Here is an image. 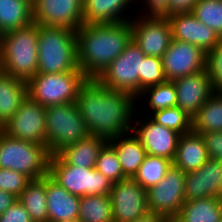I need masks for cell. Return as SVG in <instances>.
Here are the masks:
<instances>
[{"instance_id":"obj_23","label":"cell","mask_w":222,"mask_h":222,"mask_svg":"<svg viewBox=\"0 0 222 222\" xmlns=\"http://www.w3.org/2000/svg\"><path fill=\"white\" fill-rule=\"evenodd\" d=\"M108 143L117 153L123 174L133 178L147 156L139 138L131 131L109 139Z\"/></svg>"},{"instance_id":"obj_45","label":"cell","mask_w":222,"mask_h":222,"mask_svg":"<svg viewBox=\"0 0 222 222\" xmlns=\"http://www.w3.org/2000/svg\"><path fill=\"white\" fill-rule=\"evenodd\" d=\"M220 198H222V178H221V182H220Z\"/></svg>"},{"instance_id":"obj_47","label":"cell","mask_w":222,"mask_h":222,"mask_svg":"<svg viewBox=\"0 0 222 222\" xmlns=\"http://www.w3.org/2000/svg\"><path fill=\"white\" fill-rule=\"evenodd\" d=\"M167 222H176L174 219L167 220Z\"/></svg>"},{"instance_id":"obj_7","label":"cell","mask_w":222,"mask_h":222,"mask_svg":"<svg viewBox=\"0 0 222 222\" xmlns=\"http://www.w3.org/2000/svg\"><path fill=\"white\" fill-rule=\"evenodd\" d=\"M89 135L75 103L46 107V147L51 155Z\"/></svg>"},{"instance_id":"obj_37","label":"cell","mask_w":222,"mask_h":222,"mask_svg":"<svg viewBox=\"0 0 222 222\" xmlns=\"http://www.w3.org/2000/svg\"><path fill=\"white\" fill-rule=\"evenodd\" d=\"M206 70L215 92H222V40L206 53Z\"/></svg>"},{"instance_id":"obj_33","label":"cell","mask_w":222,"mask_h":222,"mask_svg":"<svg viewBox=\"0 0 222 222\" xmlns=\"http://www.w3.org/2000/svg\"><path fill=\"white\" fill-rule=\"evenodd\" d=\"M151 119L180 135L192 131V118L177 106L157 110L151 113Z\"/></svg>"},{"instance_id":"obj_11","label":"cell","mask_w":222,"mask_h":222,"mask_svg":"<svg viewBox=\"0 0 222 222\" xmlns=\"http://www.w3.org/2000/svg\"><path fill=\"white\" fill-rule=\"evenodd\" d=\"M8 136L46 146V108L27 96L3 126Z\"/></svg>"},{"instance_id":"obj_17","label":"cell","mask_w":222,"mask_h":222,"mask_svg":"<svg viewBox=\"0 0 222 222\" xmlns=\"http://www.w3.org/2000/svg\"><path fill=\"white\" fill-rule=\"evenodd\" d=\"M167 19L173 40L194 44L206 53L221 41L214 30L201 23L191 11L173 12Z\"/></svg>"},{"instance_id":"obj_42","label":"cell","mask_w":222,"mask_h":222,"mask_svg":"<svg viewBox=\"0 0 222 222\" xmlns=\"http://www.w3.org/2000/svg\"><path fill=\"white\" fill-rule=\"evenodd\" d=\"M170 14L173 12L192 11L198 0H169Z\"/></svg>"},{"instance_id":"obj_9","label":"cell","mask_w":222,"mask_h":222,"mask_svg":"<svg viewBox=\"0 0 222 222\" xmlns=\"http://www.w3.org/2000/svg\"><path fill=\"white\" fill-rule=\"evenodd\" d=\"M145 56L140 47L131 40L124 52L113 60L96 80L107 89L129 93L140 100L139 74Z\"/></svg>"},{"instance_id":"obj_22","label":"cell","mask_w":222,"mask_h":222,"mask_svg":"<svg viewBox=\"0 0 222 222\" xmlns=\"http://www.w3.org/2000/svg\"><path fill=\"white\" fill-rule=\"evenodd\" d=\"M209 156L201 134L193 131L182 134L178 140L173 165L185 173L201 168Z\"/></svg>"},{"instance_id":"obj_20","label":"cell","mask_w":222,"mask_h":222,"mask_svg":"<svg viewBox=\"0 0 222 222\" xmlns=\"http://www.w3.org/2000/svg\"><path fill=\"white\" fill-rule=\"evenodd\" d=\"M48 222L78 221L80 197L71 194L64 187L46 175Z\"/></svg>"},{"instance_id":"obj_41","label":"cell","mask_w":222,"mask_h":222,"mask_svg":"<svg viewBox=\"0 0 222 222\" xmlns=\"http://www.w3.org/2000/svg\"><path fill=\"white\" fill-rule=\"evenodd\" d=\"M146 4L144 9H148L149 12L145 11L142 17H157L167 18L170 15V1L169 0H144Z\"/></svg>"},{"instance_id":"obj_1","label":"cell","mask_w":222,"mask_h":222,"mask_svg":"<svg viewBox=\"0 0 222 222\" xmlns=\"http://www.w3.org/2000/svg\"><path fill=\"white\" fill-rule=\"evenodd\" d=\"M136 100L129 93L107 89L96 79H87L77 92L75 104L90 135L109 140L132 131L135 110L140 109L135 107Z\"/></svg>"},{"instance_id":"obj_30","label":"cell","mask_w":222,"mask_h":222,"mask_svg":"<svg viewBox=\"0 0 222 222\" xmlns=\"http://www.w3.org/2000/svg\"><path fill=\"white\" fill-rule=\"evenodd\" d=\"M77 222H114L109 195H84L80 197Z\"/></svg>"},{"instance_id":"obj_34","label":"cell","mask_w":222,"mask_h":222,"mask_svg":"<svg viewBox=\"0 0 222 222\" xmlns=\"http://www.w3.org/2000/svg\"><path fill=\"white\" fill-rule=\"evenodd\" d=\"M191 12L222 40V0H198Z\"/></svg>"},{"instance_id":"obj_24","label":"cell","mask_w":222,"mask_h":222,"mask_svg":"<svg viewBox=\"0 0 222 222\" xmlns=\"http://www.w3.org/2000/svg\"><path fill=\"white\" fill-rule=\"evenodd\" d=\"M108 142L101 136L89 135L85 139L63 147L56 154L67 164L82 168H95L103 146Z\"/></svg>"},{"instance_id":"obj_44","label":"cell","mask_w":222,"mask_h":222,"mask_svg":"<svg viewBox=\"0 0 222 222\" xmlns=\"http://www.w3.org/2000/svg\"><path fill=\"white\" fill-rule=\"evenodd\" d=\"M134 222H167V220L163 216L149 211Z\"/></svg>"},{"instance_id":"obj_46","label":"cell","mask_w":222,"mask_h":222,"mask_svg":"<svg viewBox=\"0 0 222 222\" xmlns=\"http://www.w3.org/2000/svg\"><path fill=\"white\" fill-rule=\"evenodd\" d=\"M3 132V125L0 123V133Z\"/></svg>"},{"instance_id":"obj_27","label":"cell","mask_w":222,"mask_h":222,"mask_svg":"<svg viewBox=\"0 0 222 222\" xmlns=\"http://www.w3.org/2000/svg\"><path fill=\"white\" fill-rule=\"evenodd\" d=\"M34 22L30 0H0L1 34L28 26Z\"/></svg>"},{"instance_id":"obj_13","label":"cell","mask_w":222,"mask_h":222,"mask_svg":"<svg viewBox=\"0 0 222 222\" xmlns=\"http://www.w3.org/2000/svg\"><path fill=\"white\" fill-rule=\"evenodd\" d=\"M33 20L38 25L77 31L83 24V0H34Z\"/></svg>"},{"instance_id":"obj_2","label":"cell","mask_w":222,"mask_h":222,"mask_svg":"<svg viewBox=\"0 0 222 222\" xmlns=\"http://www.w3.org/2000/svg\"><path fill=\"white\" fill-rule=\"evenodd\" d=\"M76 38L78 66L88 79H96L132 40L131 23L83 24Z\"/></svg>"},{"instance_id":"obj_35","label":"cell","mask_w":222,"mask_h":222,"mask_svg":"<svg viewBox=\"0 0 222 222\" xmlns=\"http://www.w3.org/2000/svg\"><path fill=\"white\" fill-rule=\"evenodd\" d=\"M95 169L101 172L112 183H116L127 178L123 174L115 149L108 142L103 146L99 153Z\"/></svg>"},{"instance_id":"obj_10","label":"cell","mask_w":222,"mask_h":222,"mask_svg":"<svg viewBox=\"0 0 222 222\" xmlns=\"http://www.w3.org/2000/svg\"><path fill=\"white\" fill-rule=\"evenodd\" d=\"M185 175L180 168L172 166L165 177L147 189L149 211L163 216L166 220L174 219L185 203Z\"/></svg>"},{"instance_id":"obj_25","label":"cell","mask_w":222,"mask_h":222,"mask_svg":"<svg viewBox=\"0 0 222 222\" xmlns=\"http://www.w3.org/2000/svg\"><path fill=\"white\" fill-rule=\"evenodd\" d=\"M28 96L27 82L0 70V123L4 126Z\"/></svg>"},{"instance_id":"obj_31","label":"cell","mask_w":222,"mask_h":222,"mask_svg":"<svg viewBox=\"0 0 222 222\" xmlns=\"http://www.w3.org/2000/svg\"><path fill=\"white\" fill-rule=\"evenodd\" d=\"M172 164L173 162L167 158L147 154L133 179L147 190L165 177Z\"/></svg>"},{"instance_id":"obj_3","label":"cell","mask_w":222,"mask_h":222,"mask_svg":"<svg viewBox=\"0 0 222 222\" xmlns=\"http://www.w3.org/2000/svg\"><path fill=\"white\" fill-rule=\"evenodd\" d=\"M39 25L32 22L1 36L0 70L24 81L38 73Z\"/></svg>"},{"instance_id":"obj_28","label":"cell","mask_w":222,"mask_h":222,"mask_svg":"<svg viewBox=\"0 0 222 222\" xmlns=\"http://www.w3.org/2000/svg\"><path fill=\"white\" fill-rule=\"evenodd\" d=\"M46 199V176L31 180L18 197L33 222H48Z\"/></svg>"},{"instance_id":"obj_18","label":"cell","mask_w":222,"mask_h":222,"mask_svg":"<svg viewBox=\"0 0 222 222\" xmlns=\"http://www.w3.org/2000/svg\"><path fill=\"white\" fill-rule=\"evenodd\" d=\"M176 106L193 118L201 106L215 93L207 70L173 80Z\"/></svg>"},{"instance_id":"obj_21","label":"cell","mask_w":222,"mask_h":222,"mask_svg":"<svg viewBox=\"0 0 222 222\" xmlns=\"http://www.w3.org/2000/svg\"><path fill=\"white\" fill-rule=\"evenodd\" d=\"M134 0H83V21L86 25L129 21L126 9ZM134 2H137L135 0ZM125 10V11H124ZM123 12V13H122ZM124 14V15H123Z\"/></svg>"},{"instance_id":"obj_39","label":"cell","mask_w":222,"mask_h":222,"mask_svg":"<svg viewBox=\"0 0 222 222\" xmlns=\"http://www.w3.org/2000/svg\"><path fill=\"white\" fill-rule=\"evenodd\" d=\"M209 159L222 162V131L206 132L201 134Z\"/></svg>"},{"instance_id":"obj_32","label":"cell","mask_w":222,"mask_h":222,"mask_svg":"<svg viewBox=\"0 0 222 222\" xmlns=\"http://www.w3.org/2000/svg\"><path fill=\"white\" fill-rule=\"evenodd\" d=\"M145 94H148L149 96L148 99L145 98L148 103L146 106L149 105L146 110L148 111L150 109L149 111H151L149 114L157 110L176 106L177 94L173 81H166L164 83L145 88L140 93L141 99L144 98Z\"/></svg>"},{"instance_id":"obj_16","label":"cell","mask_w":222,"mask_h":222,"mask_svg":"<svg viewBox=\"0 0 222 222\" xmlns=\"http://www.w3.org/2000/svg\"><path fill=\"white\" fill-rule=\"evenodd\" d=\"M149 116V117H148ZM133 120L132 131L139 138L147 154L160 156L174 161L180 134L165 126L157 124L148 114ZM137 125V126H136Z\"/></svg>"},{"instance_id":"obj_19","label":"cell","mask_w":222,"mask_h":222,"mask_svg":"<svg viewBox=\"0 0 222 222\" xmlns=\"http://www.w3.org/2000/svg\"><path fill=\"white\" fill-rule=\"evenodd\" d=\"M222 162L209 159L201 168L185 175V202L206 197L220 198Z\"/></svg>"},{"instance_id":"obj_8","label":"cell","mask_w":222,"mask_h":222,"mask_svg":"<svg viewBox=\"0 0 222 222\" xmlns=\"http://www.w3.org/2000/svg\"><path fill=\"white\" fill-rule=\"evenodd\" d=\"M48 175L73 195H109L113 183L95 168L65 163L57 154L49 161Z\"/></svg>"},{"instance_id":"obj_43","label":"cell","mask_w":222,"mask_h":222,"mask_svg":"<svg viewBox=\"0 0 222 222\" xmlns=\"http://www.w3.org/2000/svg\"><path fill=\"white\" fill-rule=\"evenodd\" d=\"M18 200L13 194L0 190V215Z\"/></svg>"},{"instance_id":"obj_5","label":"cell","mask_w":222,"mask_h":222,"mask_svg":"<svg viewBox=\"0 0 222 222\" xmlns=\"http://www.w3.org/2000/svg\"><path fill=\"white\" fill-rule=\"evenodd\" d=\"M51 154L47 147L0 133V168L21 172L31 180L48 174Z\"/></svg>"},{"instance_id":"obj_15","label":"cell","mask_w":222,"mask_h":222,"mask_svg":"<svg viewBox=\"0 0 222 222\" xmlns=\"http://www.w3.org/2000/svg\"><path fill=\"white\" fill-rule=\"evenodd\" d=\"M140 18V19H139ZM132 40L146 56L161 58L171 40V28L167 18L142 17L130 20Z\"/></svg>"},{"instance_id":"obj_26","label":"cell","mask_w":222,"mask_h":222,"mask_svg":"<svg viewBox=\"0 0 222 222\" xmlns=\"http://www.w3.org/2000/svg\"><path fill=\"white\" fill-rule=\"evenodd\" d=\"M222 219V198L206 197L186 201L174 218L176 222H219Z\"/></svg>"},{"instance_id":"obj_38","label":"cell","mask_w":222,"mask_h":222,"mask_svg":"<svg viewBox=\"0 0 222 222\" xmlns=\"http://www.w3.org/2000/svg\"><path fill=\"white\" fill-rule=\"evenodd\" d=\"M31 179L21 172L0 168V190L19 197Z\"/></svg>"},{"instance_id":"obj_48","label":"cell","mask_w":222,"mask_h":222,"mask_svg":"<svg viewBox=\"0 0 222 222\" xmlns=\"http://www.w3.org/2000/svg\"><path fill=\"white\" fill-rule=\"evenodd\" d=\"M1 36H2V34H1V32H0V49H1Z\"/></svg>"},{"instance_id":"obj_4","label":"cell","mask_w":222,"mask_h":222,"mask_svg":"<svg viewBox=\"0 0 222 222\" xmlns=\"http://www.w3.org/2000/svg\"><path fill=\"white\" fill-rule=\"evenodd\" d=\"M81 70L77 62L76 31L65 27L39 25L38 73Z\"/></svg>"},{"instance_id":"obj_29","label":"cell","mask_w":222,"mask_h":222,"mask_svg":"<svg viewBox=\"0 0 222 222\" xmlns=\"http://www.w3.org/2000/svg\"><path fill=\"white\" fill-rule=\"evenodd\" d=\"M192 131L198 134L222 131V92H215L192 118Z\"/></svg>"},{"instance_id":"obj_6","label":"cell","mask_w":222,"mask_h":222,"mask_svg":"<svg viewBox=\"0 0 222 222\" xmlns=\"http://www.w3.org/2000/svg\"><path fill=\"white\" fill-rule=\"evenodd\" d=\"M81 70L37 73L27 81V94L43 107L75 103L77 92L87 81Z\"/></svg>"},{"instance_id":"obj_36","label":"cell","mask_w":222,"mask_h":222,"mask_svg":"<svg viewBox=\"0 0 222 222\" xmlns=\"http://www.w3.org/2000/svg\"><path fill=\"white\" fill-rule=\"evenodd\" d=\"M162 59L153 56H145L139 74V96L148 87L166 82Z\"/></svg>"},{"instance_id":"obj_40","label":"cell","mask_w":222,"mask_h":222,"mask_svg":"<svg viewBox=\"0 0 222 222\" xmlns=\"http://www.w3.org/2000/svg\"><path fill=\"white\" fill-rule=\"evenodd\" d=\"M0 222H33L25 207L17 200L2 215Z\"/></svg>"},{"instance_id":"obj_14","label":"cell","mask_w":222,"mask_h":222,"mask_svg":"<svg viewBox=\"0 0 222 222\" xmlns=\"http://www.w3.org/2000/svg\"><path fill=\"white\" fill-rule=\"evenodd\" d=\"M161 59L167 81H173L206 69V52L187 42L172 39Z\"/></svg>"},{"instance_id":"obj_12","label":"cell","mask_w":222,"mask_h":222,"mask_svg":"<svg viewBox=\"0 0 222 222\" xmlns=\"http://www.w3.org/2000/svg\"><path fill=\"white\" fill-rule=\"evenodd\" d=\"M109 196L114 222H134L149 212L147 190L133 178L113 183Z\"/></svg>"}]
</instances>
